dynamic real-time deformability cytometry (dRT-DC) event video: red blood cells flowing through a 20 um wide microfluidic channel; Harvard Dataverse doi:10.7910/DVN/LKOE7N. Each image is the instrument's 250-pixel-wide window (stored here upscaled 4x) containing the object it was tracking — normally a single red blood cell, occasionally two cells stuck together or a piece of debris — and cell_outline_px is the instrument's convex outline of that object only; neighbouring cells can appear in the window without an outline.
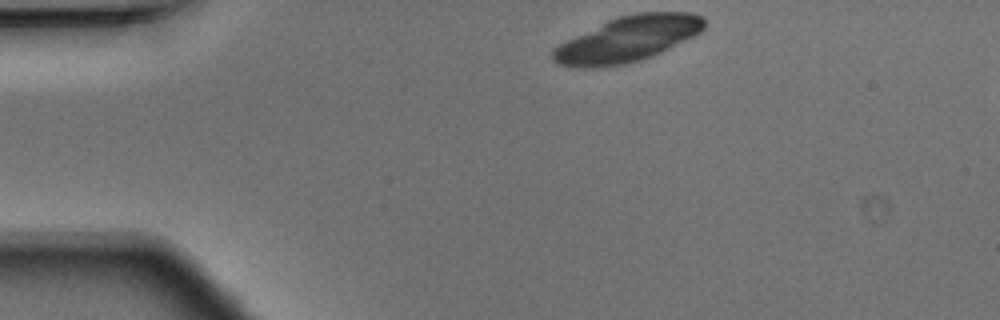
{"species": "Egyptian fruit bat (a non-hibernating species)", "species_latin": "Rousettus aegyptiacus", "temperature_condition": "warm", "stored_images_in_passage": 6, "camera_frame_rate_fps": 3000, "um_per_image_px": 0.085, "animal": {"sex": "male"}, "frame": {"image": 1, "passage_image": 1, "time_ms": 0.0, "image_size_px": [1000, 320], "cell_outline_px": [[704, 28], [700, 32], [652, 56], [640, 60], [624, 64], [600, 68], [580, 68], [560, 64], [552, 60], [552, 52], [560, 44], [616, 16], [636, 12], [692, 12], [704, 16]], "centroid_in_image_um": [53.37, 3.32], "position_along_channel_um": 31.6, "area_um2": 39.71}}